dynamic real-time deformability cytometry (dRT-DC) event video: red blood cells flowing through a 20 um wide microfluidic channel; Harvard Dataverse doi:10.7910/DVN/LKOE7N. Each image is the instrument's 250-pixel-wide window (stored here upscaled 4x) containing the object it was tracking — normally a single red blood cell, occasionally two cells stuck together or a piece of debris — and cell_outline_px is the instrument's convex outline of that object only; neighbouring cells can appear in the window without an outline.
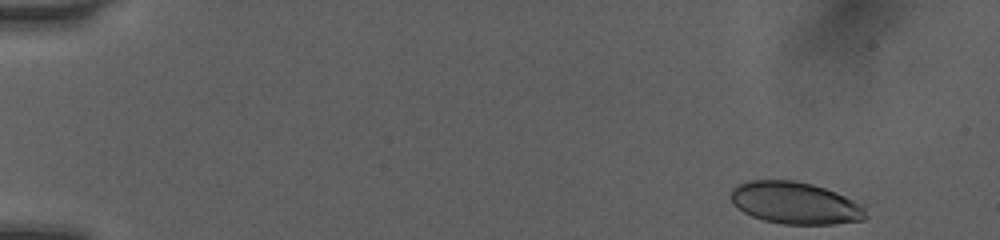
{"species": "human", "species_latin": "Homo sapiens", "temperature_condition": "room temperature", "stored_images_in_passage": 47, "camera_frame_rate_fps": 3000, "um_per_image_px": 0.085, "donor": {"sex": "female"}, "frame": {"image": 1, "passage_image": 1, "time_ms": 0.0, "image_size_px": [1000, 240], "cell_outline_px": [[868, 216], [864, 220], [832, 224], [784, 224], [764, 220], [752, 216], [744, 212], [732, 204], [732, 188], [740, 184], [752, 180], [792, 180], [812, 184], [836, 192], [860, 204], [864, 208]], "centroid_in_image_um": [67.6, 17.26], "position_along_channel_um": 17.4, "area_um2": 32.83}}
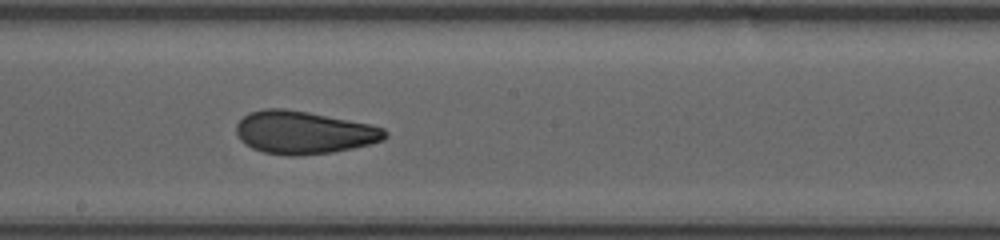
{"frame": {"image": 2, "passage_image": 26, "time_ms": 8.333, "image_size_px": [1000, 240], "cell_outline_px": [[388, 136], [384, 140], [352, 148], [332, 152], [296, 156], [292, 156], [264, 152], [252, 148], [244, 144], [240, 140], [236, 132], [236, 124], [248, 112], [264, 108], [284, 108], [308, 112], [368, 124], [384, 128], [388, 132]], "centroid_in_image_um": [25.79, 11.26], "position_along_channel_um": 222.4, "area_um2": 37.05}}
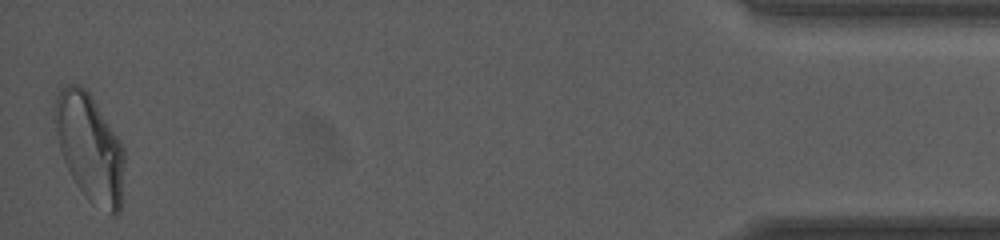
{"frame": {"image": 3, "passage_image": 47, "time_ms": 15.333, "image_size_px": [1000, 240], "cell_outline_px": [[124, 164], [120, 212], [116, 216], [112, 216], [88, 200], [84, 196], [76, 184], [60, 152], [52, 112], [52, 108], [56, 88], [68, 84], [80, 84], [92, 96], [120, 140], [124, 148]], "centroid_in_image_um": [7.6, 12.51], "position_along_channel_um": 427.6, "area_um2": 44.27}, "authors_computed_cell_mechanics": {"area_um2": 36.414, "velocity_mm_per_s": 4.0671, "shape_relaxation_time_tau1_ms": null, "shape_relaxation_time_tau2_ms": 1.3592, "deformation_change_tau1": null, "deformation_change_tau2": 0.0722}}